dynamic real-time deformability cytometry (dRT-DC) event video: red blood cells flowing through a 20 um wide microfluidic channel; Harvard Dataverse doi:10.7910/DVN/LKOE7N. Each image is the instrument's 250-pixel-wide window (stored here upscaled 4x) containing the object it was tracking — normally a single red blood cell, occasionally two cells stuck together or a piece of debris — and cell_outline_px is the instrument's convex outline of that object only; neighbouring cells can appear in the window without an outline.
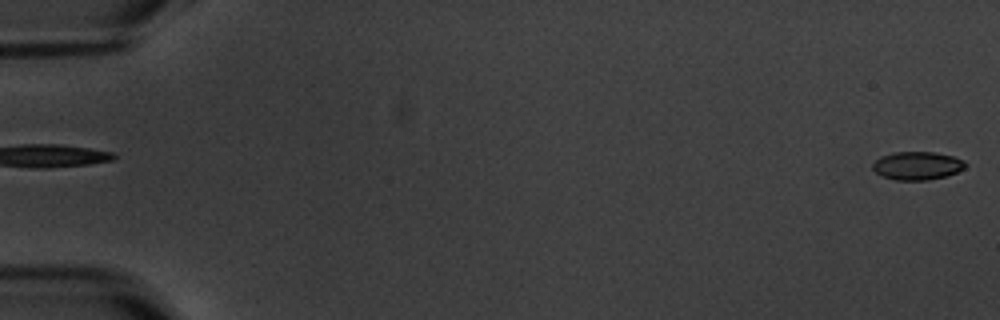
{"species": "common noctule bat (a hibernating species)", "species_latin": "Nyctalus noctula", "temperature_condition": "warm", "stored_images_in_passage": 6, "segment_of_instrument_passage": [2, 2], "camera_frame_rate_fps": 3000, "um_per_image_px": 0.085, "animal": {"sex": "male", "body_mass_g": 20.1, "forearm_length_mm": 53.5}, "frame": {"image": 1, "passage_image": 6, "time_ms": 6.667, "image_size_px": [1000, 320], "cell_outline_px": [[968, 164], [964, 168], [956, 172], [944, 176], [928, 180], [896, 180], [884, 176], [876, 172], [872, 168], [872, 164], [880, 156], [892, 152], [936, 152], [952, 156], [964, 160]], "centroid_in_image_um": [77.97, 14.07], "position_along_channel_um": 7.0, "area_um2": 15.2}}